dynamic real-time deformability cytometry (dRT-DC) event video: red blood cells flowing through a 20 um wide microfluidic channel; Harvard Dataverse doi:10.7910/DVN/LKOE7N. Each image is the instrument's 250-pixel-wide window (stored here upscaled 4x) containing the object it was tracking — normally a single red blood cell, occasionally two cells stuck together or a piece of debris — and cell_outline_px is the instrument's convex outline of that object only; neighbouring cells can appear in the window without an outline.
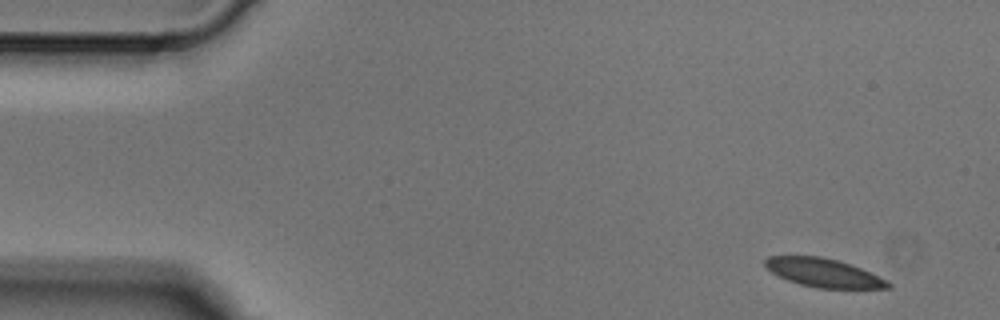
{"species": "Egyptian fruit bat (a non-hibernating species)", "species_latin": "Rousettus aegyptiacus", "temperature_condition": "cold", "stored_images_in_passage": 5, "camera_frame_rate_fps": 3000, "um_per_image_px": 0.085, "animal": {"sex": "male"}, "frame": {"image": 1, "passage_image": 1, "time_ms": 0.0, "image_size_px": [1000, 320], "cell_outline_px": [[892, 288], [816, 288], [800, 284], [788, 280], [772, 272], [764, 264], [764, 260], [768, 256], [820, 256], [836, 260], [860, 268], [892, 284]], "centroid_in_image_um": [69.96, 23.18], "position_along_channel_um": 15.0, "area_um2": 20.0}}
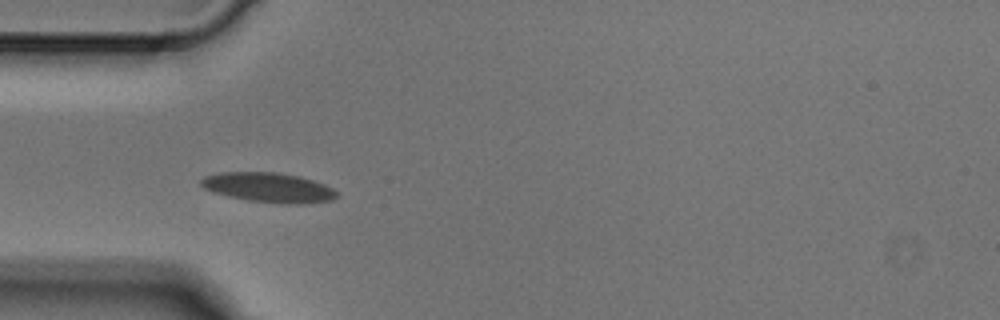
{"frame": {"image": 2, "passage_image": 4, "time_ms": 1.0, "image_size_px": [1000, 320], "cell_outline_px": [[340, 196], [332, 200], [304, 204], [280, 204], [248, 200], [228, 196], [212, 192], [204, 188], [200, 184], [200, 180], [204, 176], [220, 172], [276, 172], [300, 176], [324, 184], [332, 188]], "centroid_in_image_um": [22.83, 15.94], "position_along_channel_um": 62.2, "area_um2": 23.7}}
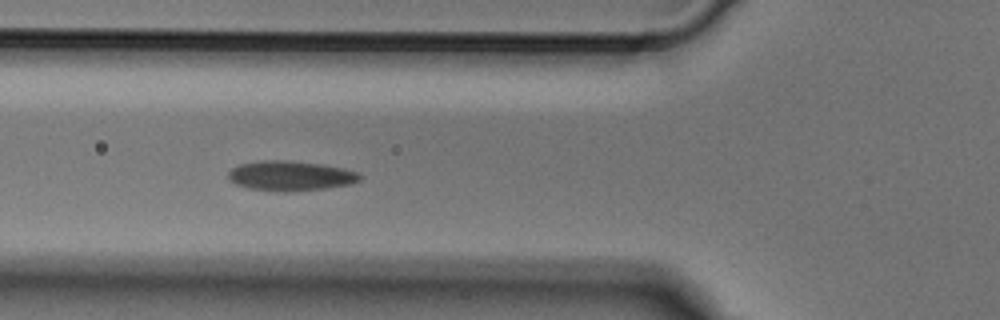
{"frame": {"image": 3, "passage_image": 5, "time_ms": 1.333, "image_size_px": [1000, 320], "cell_outline_px": [[364, 176], [360, 180], [352, 184], [324, 188], [288, 192], [284, 192], [248, 188], [236, 184], [228, 180], [228, 172], [232, 168], [240, 164], [260, 160], [288, 160], [320, 164], [344, 168], [360, 172]], "centroid_in_image_um": [24.71, 14.94], "position_along_channel_um": 101.1, "area_um2": 23.12}}